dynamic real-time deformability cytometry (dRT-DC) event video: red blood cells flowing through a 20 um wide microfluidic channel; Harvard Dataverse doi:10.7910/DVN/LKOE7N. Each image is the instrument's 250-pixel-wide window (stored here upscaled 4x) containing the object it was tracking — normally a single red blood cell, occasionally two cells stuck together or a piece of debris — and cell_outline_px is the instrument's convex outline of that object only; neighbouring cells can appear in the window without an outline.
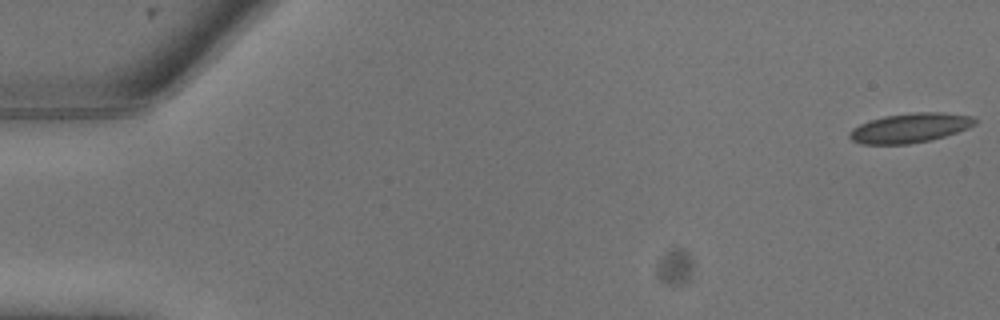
{"species": "common noctule bat (a hibernating species)", "species_latin": "Nyctalus noctula", "temperature_condition": "warm", "stored_images_in_passage": 6, "camera_frame_rate_fps": 3000, "um_per_image_px": 0.085, "animal": {"sex": "male", "body_mass_g": 13.3}, "frame": {"image": 1, "passage_image": 1, "time_ms": 0.0, "image_size_px": [1000, 320], "cell_outline_px": [[976, 124], [968, 128], [944, 136], [928, 140], [908, 144], [864, 144], [852, 140], [848, 136], [848, 132], [852, 128], [860, 124], [884, 116], [912, 112], [940, 112], [972, 116], [976, 120]], "centroid_in_image_um": [77.34, 10.87], "position_along_channel_um": 7.7, "area_um2": 21.39}}